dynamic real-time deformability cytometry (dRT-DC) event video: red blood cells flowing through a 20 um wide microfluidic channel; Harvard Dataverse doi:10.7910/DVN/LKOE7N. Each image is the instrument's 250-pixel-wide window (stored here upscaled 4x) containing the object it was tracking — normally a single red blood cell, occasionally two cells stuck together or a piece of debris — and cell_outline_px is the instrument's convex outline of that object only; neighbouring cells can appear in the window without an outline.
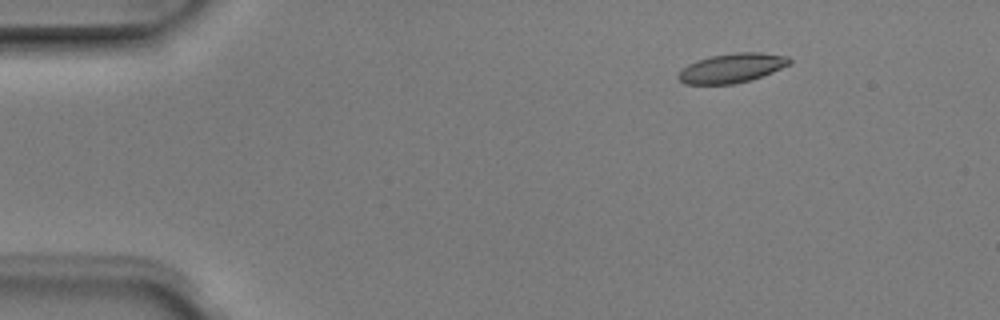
{"species": "Egyptian fruit bat (a non-hibernating species)", "species_latin": "Rousettus aegyptiacus", "temperature_condition": "room temperature", "stored_images_in_passage": 7, "camera_frame_rate_fps": 3000, "um_per_image_px": 0.085, "animal": {"sex": "male"}, "frame": {"image": 1, "passage_image": 3, "time_ms": 0.667, "image_size_px": [1000, 320], "cell_outline_px": [[792, 64], [752, 80], [732, 84], [684, 84], [676, 76], [688, 64], [696, 60], [712, 56], [736, 52], [760, 52], [788, 56], [792, 60]], "centroid_in_image_um": [62.24, 5.78], "position_along_channel_um": 22.8, "area_um2": 19.07}}
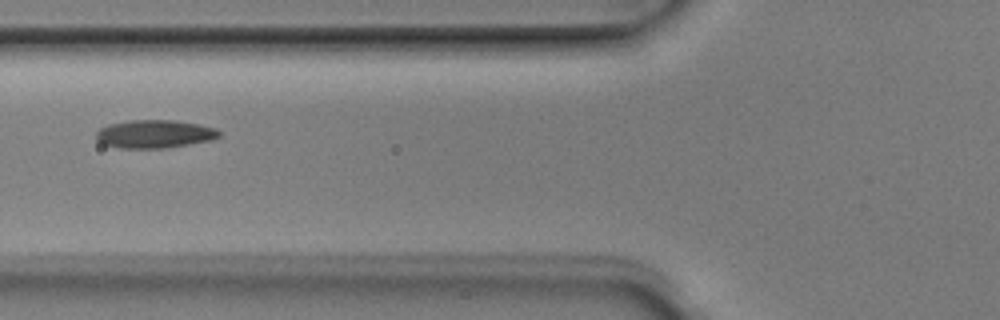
{"frame": {"image": 2, "passage_image": 7, "time_ms": 2.0, "image_size_px": [1000, 320], "cell_outline_px": [[220, 136], [212, 140], [164, 148], [120, 148], [104, 144], [96, 136], [96, 132], [100, 128], [108, 124], [128, 120], [176, 120], [200, 124], [216, 128], [220, 132]], "centroid_in_image_um": [13.16, 11.37], "position_along_channel_um": 112.6, "area_um2": 20.17}}